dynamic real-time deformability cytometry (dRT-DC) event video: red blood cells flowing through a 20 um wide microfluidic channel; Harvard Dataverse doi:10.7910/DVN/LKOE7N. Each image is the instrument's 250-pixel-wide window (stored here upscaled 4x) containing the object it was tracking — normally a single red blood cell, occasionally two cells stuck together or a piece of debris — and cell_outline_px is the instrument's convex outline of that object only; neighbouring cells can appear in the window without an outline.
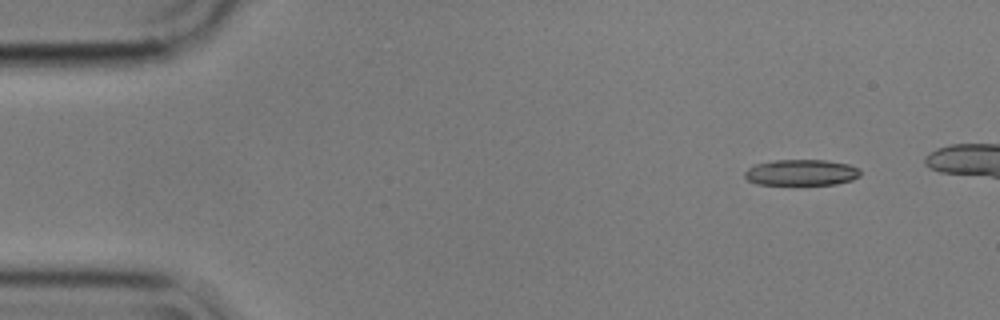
{"species": "common noctule bat (a hibernating species)", "species_latin": "Nyctalus noctula", "temperature_condition": "cold", "stored_images_in_passage": 4, "camera_frame_rate_fps": 3000, "um_per_image_px": 0.085, "animal": {"sex": "male", "body_mass_g": 17.9}, "frame": {"image": 1, "passage_image": 1, "time_ms": 0.0, "image_size_px": [1000, 320], "cell_outline_px": [[860, 176], [852, 180], [836, 184], [756, 184], [748, 180], [744, 176], [744, 172], [752, 164], [776, 160], [828, 160], [848, 164], [860, 168]], "centroid_in_image_um": [68.11, 14.65], "position_along_channel_um": 16.9, "area_um2": 17.63}}